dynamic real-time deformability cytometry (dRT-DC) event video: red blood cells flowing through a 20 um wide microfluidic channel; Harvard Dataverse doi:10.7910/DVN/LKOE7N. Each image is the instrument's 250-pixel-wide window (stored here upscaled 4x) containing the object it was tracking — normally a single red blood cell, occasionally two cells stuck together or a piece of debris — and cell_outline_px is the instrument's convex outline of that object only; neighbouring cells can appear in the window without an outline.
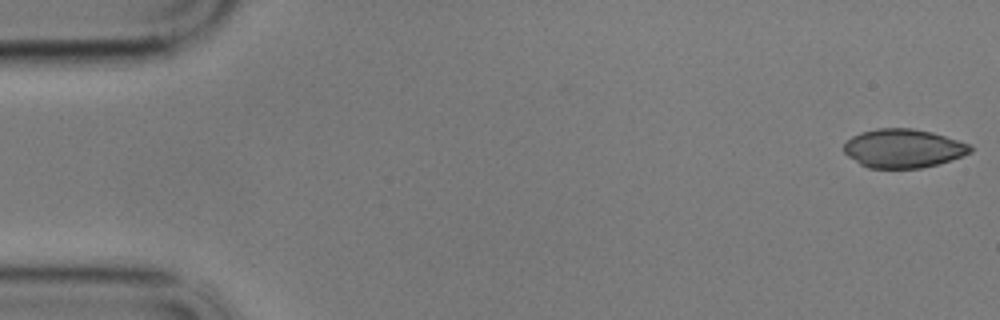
{"species": "common noctule bat (a hibernating species)", "species_latin": "Nyctalus noctula", "temperature_condition": "cold", "stored_images_in_passage": 57, "camera_frame_rate_fps": 3000, "um_per_image_px": 0.085, "animal": {"sex": "male", "body_mass_g": 17.9}, "frame": {"image": 1, "passage_image": 1, "time_ms": 0.0, "image_size_px": [1000, 320], "cell_outline_px": [[972, 152], [936, 164], [920, 168], [868, 168], [860, 164], [848, 156], [844, 152], [844, 144], [852, 136], [860, 132], [876, 128], [912, 128], [932, 132], [968, 144], [972, 148]], "centroid_in_image_um": [76.72, 12.6], "position_along_channel_um": 8.3, "area_um2": 28.26}}